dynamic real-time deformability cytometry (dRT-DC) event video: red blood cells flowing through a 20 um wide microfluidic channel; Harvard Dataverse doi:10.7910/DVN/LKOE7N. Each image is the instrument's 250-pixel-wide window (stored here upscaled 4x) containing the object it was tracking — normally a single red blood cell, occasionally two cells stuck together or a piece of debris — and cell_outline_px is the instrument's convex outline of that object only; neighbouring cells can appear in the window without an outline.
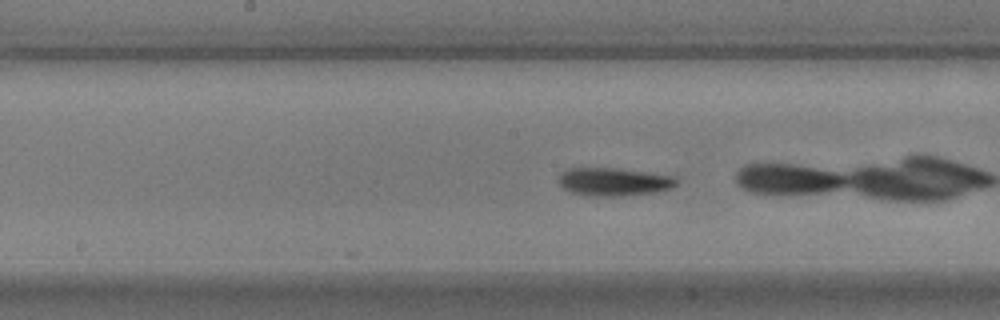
{"species": "common noctule bat (a hibernating species)", "species_latin": "Nyctalus noctula", "temperature_condition": "warm", "stored_images_in_passage": 38, "camera_frame_rate_fps": 3000, "um_per_image_px": 0.085, "animal": {"sex": "male", "body_mass_g": 17.9}, "frame": {"image": 1, "passage_image": 26, "time_ms": 8.333, "image_size_px": [1000, 320], "cell_outline_px": [[680, 180], [672, 188], [660, 192], [620, 196], [584, 196], [572, 192], [564, 188], [560, 184], [560, 176], [568, 168], [616, 168], [672, 176]], "centroid_in_image_um": [52.22, 15.47], "position_along_channel_um": 196.0, "area_um2": 19.25}}